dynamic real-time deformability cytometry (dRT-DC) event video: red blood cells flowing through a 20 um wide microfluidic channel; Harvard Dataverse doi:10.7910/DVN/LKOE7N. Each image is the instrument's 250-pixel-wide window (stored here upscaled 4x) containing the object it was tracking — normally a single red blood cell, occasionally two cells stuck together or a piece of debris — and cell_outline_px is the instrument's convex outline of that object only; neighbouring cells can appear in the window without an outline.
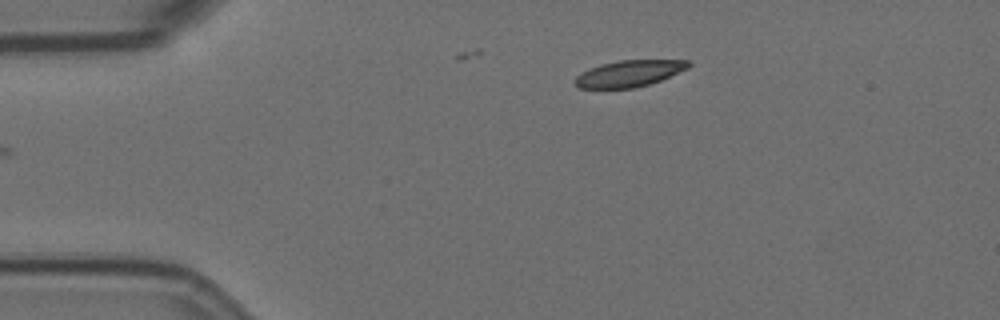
{"species": "Egyptian fruit bat (a non-hibernating species)", "species_latin": "Rousettus aegyptiacus", "temperature_condition": "room temperature", "stored_images_in_passage": 8, "camera_frame_rate_fps": 3000, "um_per_image_px": 0.085, "animal": {"sex": "female"}, "frame": {"image": 1, "passage_image": 1, "time_ms": 0.0, "image_size_px": [1000, 320], "cell_outline_px": [[692, 64], [688, 68], [660, 80], [648, 84], [632, 88], [580, 88], [572, 80], [576, 76], [600, 64], [620, 60], [692, 60]], "centroid_in_image_um": [53.5, 6.24], "position_along_channel_um": 31.5, "area_um2": 17.28}}
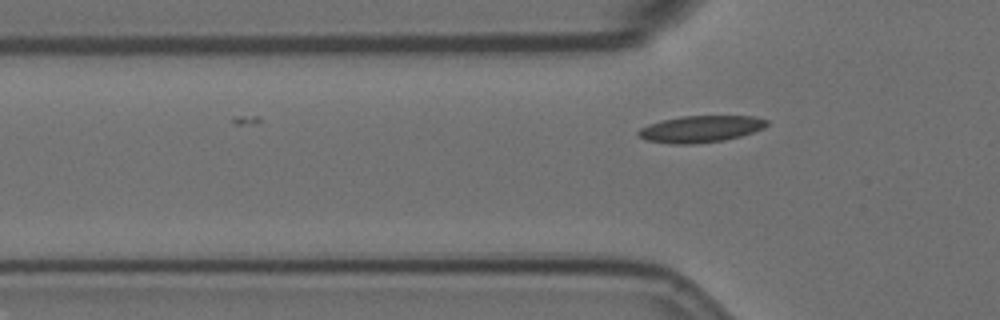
{"frame": {"image": 2, "passage_image": 8, "time_ms": 2.333, "image_size_px": [1000, 320], "cell_outline_px": [[768, 124], [764, 128], [740, 136], [724, 140], [692, 144], [672, 144], [644, 140], [636, 136], [636, 132], [640, 128], [648, 124], [680, 116], [756, 116], [768, 120]], "centroid_in_image_um": [59.52, 10.96], "position_along_channel_um": 66.3, "area_um2": 20.11}}